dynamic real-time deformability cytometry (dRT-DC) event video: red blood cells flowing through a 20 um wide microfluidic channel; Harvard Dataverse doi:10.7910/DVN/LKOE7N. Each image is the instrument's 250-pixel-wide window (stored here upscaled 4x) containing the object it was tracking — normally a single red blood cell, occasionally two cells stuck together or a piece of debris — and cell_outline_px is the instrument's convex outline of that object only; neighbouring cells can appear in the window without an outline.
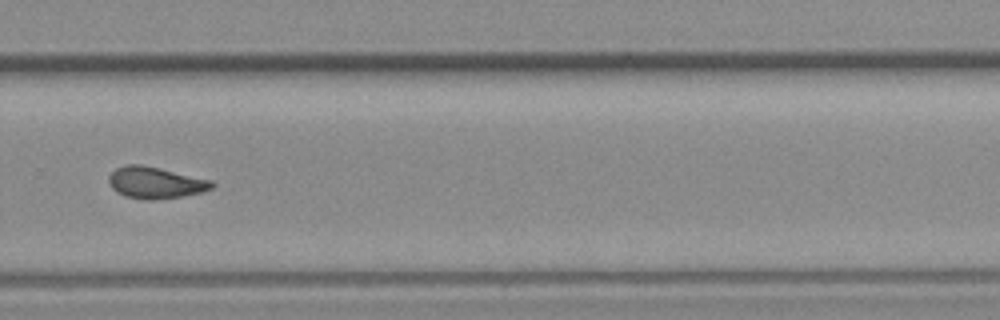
{"species": "common noctule bat (a hibernating species)", "species_latin": "Nyctalus noctula", "temperature_condition": "room temperature", "stored_images_in_passage": 33, "camera_frame_rate_fps": 3000, "um_per_image_px": 0.085, "animal": {"sex": "female", "body_mass_g": 19.3, "forearm_length_mm": 54.1}, "frame": {"image": 1, "passage_image": 24, "time_ms": 7.667, "image_size_px": [1000, 320], "cell_outline_px": [[216, 184], [212, 188], [200, 192], [180, 196], [156, 200], [148, 200], [128, 196], [116, 192], [112, 188], [108, 180], [108, 176], [116, 168], [124, 164], [140, 164], [160, 168], [212, 180]], "centroid_in_image_um": [13.2, 15.51], "position_along_channel_um": 316.6, "area_um2": 18.9}}